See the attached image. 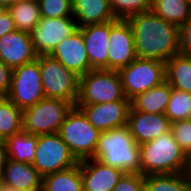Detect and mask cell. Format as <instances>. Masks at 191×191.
Listing matches in <instances>:
<instances>
[{
	"instance_id": "21",
	"label": "cell",
	"mask_w": 191,
	"mask_h": 191,
	"mask_svg": "<svg viewBox=\"0 0 191 191\" xmlns=\"http://www.w3.org/2000/svg\"><path fill=\"white\" fill-rule=\"evenodd\" d=\"M172 92L171 85L164 81L130 100V108L143 113L164 114Z\"/></svg>"
},
{
	"instance_id": "7",
	"label": "cell",
	"mask_w": 191,
	"mask_h": 191,
	"mask_svg": "<svg viewBox=\"0 0 191 191\" xmlns=\"http://www.w3.org/2000/svg\"><path fill=\"white\" fill-rule=\"evenodd\" d=\"M73 106L62 99L43 98L22 110V130L34 135L58 133Z\"/></svg>"
},
{
	"instance_id": "15",
	"label": "cell",
	"mask_w": 191,
	"mask_h": 191,
	"mask_svg": "<svg viewBox=\"0 0 191 191\" xmlns=\"http://www.w3.org/2000/svg\"><path fill=\"white\" fill-rule=\"evenodd\" d=\"M36 58L30 33L16 29L0 38V60L11 69Z\"/></svg>"
},
{
	"instance_id": "18",
	"label": "cell",
	"mask_w": 191,
	"mask_h": 191,
	"mask_svg": "<svg viewBox=\"0 0 191 191\" xmlns=\"http://www.w3.org/2000/svg\"><path fill=\"white\" fill-rule=\"evenodd\" d=\"M92 69H108L110 21L79 27Z\"/></svg>"
},
{
	"instance_id": "11",
	"label": "cell",
	"mask_w": 191,
	"mask_h": 191,
	"mask_svg": "<svg viewBox=\"0 0 191 191\" xmlns=\"http://www.w3.org/2000/svg\"><path fill=\"white\" fill-rule=\"evenodd\" d=\"M77 29V23L73 17L56 19L41 17L30 33L36 55H50L60 42Z\"/></svg>"
},
{
	"instance_id": "14",
	"label": "cell",
	"mask_w": 191,
	"mask_h": 191,
	"mask_svg": "<svg viewBox=\"0 0 191 191\" xmlns=\"http://www.w3.org/2000/svg\"><path fill=\"white\" fill-rule=\"evenodd\" d=\"M50 56L58 60L78 77L83 76L92 69L87 57L82 31L79 28L68 38L60 42L51 52Z\"/></svg>"
},
{
	"instance_id": "16",
	"label": "cell",
	"mask_w": 191,
	"mask_h": 191,
	"mask_svg": "<svg viewBox=\"0 0 191 191\" xmlns=\"http://www.w3.org/2000/svg\"><path fill=\"white\" fill-rule=\"evenodd\" d=\"M79 164L84 191H112L125 174L95 158L80 160Z\"/></svg>"
},
{
	"instance_id": "25",
	"label": "cell",
	"mask_w": 191,
	"mask_h": 191,
	"mask_svg": "<svg viewBox=\"0 0 191 191\" xmlns=\"http://www.w3.org/2000/svg\"><path fill=\"white\" fill-rule=\"evenodd\" d=\"M8 11L17 30L31 33L40 21V9L37 0L14 1Z\"/></svg>"
},
{
	"instance_id": "23",
	"label": "cell",
	"mask_w": 191,
	"mask_h": 191,
	"mask_svg": "<svg viewBox=\"0 0 191 191\" xmlns=\"http://www.w3.org/2000/svg\"><path fill=\"white\" fill-rule=\"evenodd\" d=\"M165 72L173 89L191 93V57L175 54L165 62Z\"/></svg>"
},
{
	"instance_id": "8",
	"label": "cell",
	"mask_w": 191,
	"mask_h": 191,
	"mask_svg": "<svg viewBox=\"0 0 191 191\" xmlns=\"http://www.w3.org/2000/svg\"><path fill=\"white\" fill-rule=\"evenodd\" d=\"M118 72L128 100L166 81L165 62L158 60L137 57Z\"/></svg>"
},
{
	"instance_id": "10",
	"label": "cell",
	"mask_w": 191,
	"mask_h": 191,
	"mask_svg": "<svg viewBox=\"0 0 191 191\" xmlns=\"http://www.w3.org/2000/svg\"><path fill=\"white\" fill-rule=\"evenodd\" d=\"M6 97L21 110L45 98L37 59L12 69L11 87Z\"/></svg>"
},
{
	"instance_id": "20",
	"label": "cell",
	"mask_w": 191,
	"mask_h": 191,
	"mask_svg": "<svg viewBox=\"0 0 191 191\" xmlns=\"http://www.w3.org/2000/svg\"><path fill=\"white\" fill-rule=\"evenodd\" d=\"M72 15L78 28L117 20L109 0H72Z\"/></svg>"
},
{
	"instance_id": "6",
	"label": "cell",
	"mask_w": 191,
	"mask_h": 191,
	"mask_svg": "<svg viewBox=\"0 0 191 191\" xmlns=\"http://www.w3.org/2000/svg\"><path fill=\"white\" fill-rule=\"evenodd\" d=\"M40 76L45 98L62 99L76 104L79 93V77L50 55H40Z\"/></svg>"
},
{
	"instance_id": "42",
	"label": "cell",
	"mask_w": 191,
	"mask_h": 191,
	"mask_svg": "<svg viewBox=\"0 0 191 191\" xmlns=\"http://www.w3.org/2000/svg\"><path fill=\"white\" fill-rule=\"evenodd\" d=\"M7 10H8L7 7H5L4 5L0 4V16H1L4 12H6Z\"/></svg>"
},
{
	"instance_id": "26",
	"label": "cell",
	"mask_w": 191,
	"mask_h": 191,
	"mask_svg": "<svg viewBox=\"0 0 191 191\" xmlns=\"http://www.w3.org/2000/svg\"><path fill=\"white\" fill-rule=\"evenodd\" d=\"M151 10L163 20L178 27L191 16L188 0H152Z\"/></svg>"
},
{
	"instance_id": "5",
	"label": "cell",
	"mask_w": 191,
	"mask_h": 191,
	"mask_svg": "<svg viewBox=\"0 0 191 191\" xmlns=\"http://www.w3.org/2000/svg\"><path fill=\"white\" fill-rule=\"evenodd\" d=\"M58 134L78 161L94 156L100 131L89 122L80 108H71Z\"/></svg>"
},
{
	"instance_id": "19",
	"label": "cell",
	"mask_w": 191,
	"mask_h": 191,
	"mask_svg": "<svg viewBox=\"0 0 191 191\" xmlns=\"http://www.w3.org/2000/svg\"><path fill=\"white\" fill-rule=\"evenodd\" d=\"M2 173L4 184L23 191H42L43 177L31 163L6 158Z\"/></svg>"
},
{
	"instance_id": "34",
	"label": "cell",
	"mask_w": 191,
	"mask_h": 191,
	"mask_svg": "<svg viewBox=\"0 0 191 191\" xmlns=\"http://www.w3.org/2000/svg\"><path fill=\"white\" fill-rule=\"evenodd\" d=\"M179 53L191 57V16L179 27Z\"/></svg>"
},
{
	"instance_id": "22",
	"label": "cell",
	"mask_w": 191,
	"mask_h": 191,
	"mask_svg": "<svg viewBox=\"0 0 191 191\" xmlns=\"http://www.w3.org/2000/svg\"><path fill=\"white\" fill-rule=\"evenodd\" d=\"M38 135L21 130L5 141L6 157L15 162L31 163L34 160Z\"/></svg>"
},
{
	"instance_id": "35",
	"label": "cell",
	"mask_w": 191,
	"mask_h": 191,
	"mask_svg": "<svg viewBox=\"0 0 191 191\" xmlns=\"http://www.w3.org/2000/svg\"><path fill=\"white\" fill-rule=\"evenodd\" d=\"M12 69L0 60V97H6L11 87Z\"/></svg>"
},
{
	"instance_id": "30",
	"label": "cell",
	"mask_w": 191,
	"mask_h": 191,
	"mask_svg": "<svg viewBox=\"0 0 191 191\" xmlns=\"http://www.w3.org/2000/svg\"><path fill=\"white\" fill-rule=\"evenodd\" d=\"M117 20H126L137 13L151 10L152 0H109Z\"/></svg>"
},
{
	"instance_id": "38",
	"label": "cell",
	"mask_w": 191,
	"mask_h": 191,
	"mask_svg": "<svg viewBox=\"0 0 191 191\" xmlns=\"http://www.w3.org/2000/svg\"><path fill=\"white\" fill-rule=\"evenodd\" d=\"M185 175L191 181V153L187 156Z\"/></svg>"
},
{
	"instance_id": "27",
	"label": "cell",
	"mask_w": 191,
	"mask_h": 191,
	"mask_svg": "<svg viewBox=\"0 0 191 191\" xmlns=\"http://www.w3.org/2000/svg\"><path fill=\"white\" fill-rule=\"evenodd\" d=\"M191 182L185 173L145 175L144 191H190Z\"/></svg>"
},
{
	"instance_id": "4",
	"label": "cell",
	"mask_w": 191,
	"mask_h": 191,
	"mask_svg": "<svg viewBox=\"0 0 191 191\" xmlns=\"http://www.w3.org/2000/svg\"><path fill=\"white\" fill-rule=\"evenodd\" d=\"M114 101H130L124 95L118 71L91 69L79 77V93L75 105H93Z\"/></svg>"
},
{
	"instance_id": "24",
	"label": "cell",
	"mask_w": 191,
	"mask_h": 191,
	"mask_svg": "<svg viewBox=\"0 0 191 191\" xmlns=\"http://www.w3.org/2000/svg\"><path fill=\"white\" fill-rule=\"evenodd\" d=\"M42 191H84L80 164L44 176Z\"/></svg>"
},
{
	"instance_id": "37",
	"label": "cell",
	"mask_w": 191,
	"mask_h": 191,
	"mask_svg": "<svg viewBox=\"0 0 191 191\" xmlns=\"http://www.w3.org/2000/svg\"><path fill=\"white\" fill-rule=\"evenodd\" d=\"M6 158L5 144L3 141H0V170H2Z\"/></svg>"
},
{
	"instance_id": "41",
	"label": "cell",
	"mask_w": 191,
	"mask_h": 191,
	"mask_svg": "<svg viewBox=\"0 0 191 191\" xmlns=\"http://www.w3.org/2000/svg\"><path fill=\"white\" fill-rule=\"evenodd\" d=\"M3 185H4L3 173H2V170H0V191H1Z\"/></svg>"
},
{
	"instance_id": "31",
	"label": "cell",
	"mask_w": 191,
	"mask_h": 191,
	"mask_svg": "<svg viewBox=\"0 0 191 191\" xmlns=\"http://www.w3.org/2000/svg\"><path fill=\"white\" fill-rule=\"evenodd\" d=\"M41 17L56 19L73 17L72 0H37Z\"/></svg>"
},
{
	"instance_id": "39",
	"label": "cell",
	"mask_w": 191,
	"mask_h": 191,
	"mask_svg": "<svg viewBox=\"0 0 191 191\" xmlns=\"http://www.w3.org/2000/svg\"><path fill=\"white\" fill-rule=\"evenodd\" d=\"M1 191H23V190H19V189H16L15 187H12L10 185L4 184L2 186Z\"/></svg>"
},
{
	"instance_id": "29",
	"label": "cell",
	"mask_w": 191,
	"mask_h": 191,
	"mask_svg": "<svg viewBox=\"0 0 191 191\" xmlns=\"http://www.w3.org/2000/svg\"><path fill=\"white\" fill-rule=\"evenodd\" d=\"M190 111L191 93L172 88L170 100L164 113L170 123L190 119Z\"/></svg>"
},
{
	"instance_id": "33",
	"label": "cell",
	"mask_w": 191,
	"mask_h": 191,
	"mask_svg": "<svg viewBox=\"0 0 191 191\" xmlns=\"http://www.w3.org/2000/svg\"><path fill=\"white\" fill-rule=\"evenodd\" d=\"M112 191H144V175L125 173Z\"/></svg>"
},
{
	"instance_id": "40",
	"label": "cell",
	"mask_w": 191,
	"mask_h": 191,
	"mask_svg": "<svg viewBox=\"0 0 191 191\" xmlns=\"http://www.w3.org/2000/svg\"><path fill=\"white\" fill-rule=\"evenodd\" d=\"M14 1L15 0H0V4L8 8Z\"/></svg>"
},
{
	"instance_id": "3",
	"label": "cell",
	"mask_w": 191,
	"mask_h": 191,
	"mask_svg": "<svg viewBox=\"0 0 191 191\" xmlns=\"http://www.w3.org/2000/svg\"><path fill=\"white\" fill-rule=\"evenodd\" d=\"M92 158L125 173H141L139 145L132 138L127 126L100 132Z\"/></svg>"
},
{
	"instance_id": "2",
	"label": "cell",
	"mask_w": 191,
	"mask_h": 191,
	"mask_svg": "<svg viewBox=\"0 0 191 191\" xmlns=\"http://www.w3.org/2000/svg\"><path fill=\"white\" fill-rule=\"evenodd\" d=\"M142 175L185 173L187 155L172 131L139 145Z\"/></svg>"
},
{
	"instance_id": "32",
	"label": "cell",
	"mask_w": 191,
	"mask_h": 191,
	"mask_svg": "<svg viewBox=\"0 0 191 191\" xmlns=\"http://www.w3.org/2000/svg\"><path fill=\"white\" fill-rule=\"evenodd\" d=\"M170 130L176 142L188 156L191 153V119L171 123Z\"/></svg>"
},
{
	"instance_id": "17",
	"label": "cell",
	"mask_w": 191,
	"mask_h": 191,
	"mask_svg": "<svg viewBox=\"0 0 191 191\" xmlns=\"http://www.w3.org/2000/svg\"><path fill=\"white\" fill-rule=\"evenodd\" d=\"M127 127L134 141L142 143L154 140L171 129L165 114H149L129 109Z\"/></svg>"
},
{
	"instance_id": "9",
	"label": "cell",
	"mask_w": 191,
	"mask_h": 191,
	"mask_svg": "<svg viewBox=\"0 0 191 191\" xmlns=\"http://www.w3.org/2000/svg\"><path fill=\"white\" fill-rule=\"evenodd\" d=\"M78 163L79 161L58 133L38 135L32 165L42 177L69 169Z\"/></svg>"
},
{
	"instance_id": "1",
	"label": "cell",
	"mask_w": 191,
	"mask_h": 191,
	"mask_svg": "<svg viewBox=\"0 0 191 191\" xmlns=\"http://www.w3.org/2000/svg\"><path fill=\"white\" fill-rule=\"evenodd\" d=\"M126 21L133 32L138 58L166 62L179 53V27L152 10L137 13Z\"/></svg>"
},
{
	"instance_id": "13",
	"label": "cell",
	"mask_w": 191,
	"mask_h": 191,
	"mask_svg": "<svg viewBox=\"0 0 191 191\" xmlns=\"http://www.w3.org/2000/svg\"><path fill=\"white\" fill-rule=\"evenodd\" d=\"M100 132L127 126L130 101H114L93 105H75Z\"/></svg>"
},
{
	"instance_id": "28",
	"label": "cell",
	"mask_w": 191,
	"mask_h": 191,
	"mask_svg": "<svg viewBox=\"0 0 191 191\" xmlns=\"http://www.w3.org/2000/svg\"><path fill=\"white\" fill-rule=\"evenodd\" d=\"M22 130V110L7 97H0V141Z\"/></svg>"
},
{
	"instance_id": "12",
	"label": "cell",
	"mask_w": 191,
	"mask_h": 191,
	"mask_svg": "<svg viewBox=\"0 0 191 191\" xmlns=\"http://www.w3.org/2000/svg\"><path fill=\"white\" fill-rule=\"evenodd\" d=\"M137 58L133 32L126 20L110 21L108 69L119 71Z\"/></svg>"
},
{
	"instance_id": "36",
	"label": "cell",
	"mask_w": 191,
	"mask_h": 191,
	"mask_svg": "<svg viewBox=\"0 0 191 191\" xmlns=\"http://www.w3.org/2000/svg\"><path fill=\"white\" fill-rule=\"evenodd\" d=\"M14 30H16L15 23L7 10L0 16V38Z\"/></svg>"
}]
</instances>
